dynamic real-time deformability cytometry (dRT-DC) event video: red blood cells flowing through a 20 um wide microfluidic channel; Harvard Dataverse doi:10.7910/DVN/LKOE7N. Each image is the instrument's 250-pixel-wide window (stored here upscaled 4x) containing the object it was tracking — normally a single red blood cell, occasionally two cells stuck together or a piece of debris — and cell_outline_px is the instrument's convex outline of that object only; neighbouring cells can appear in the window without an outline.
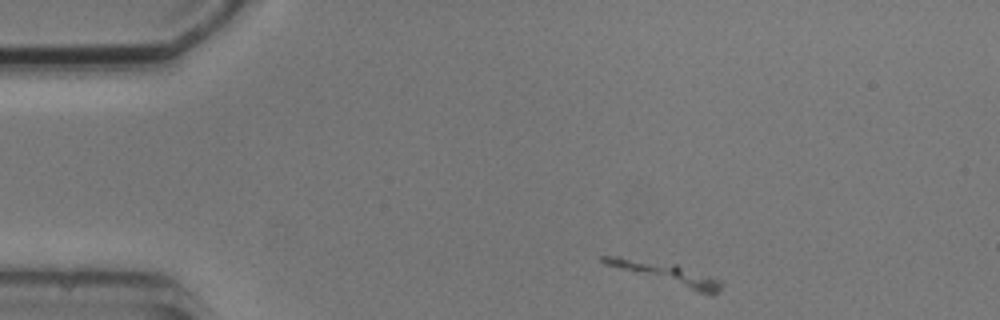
{"species": "common noctule bat (a hibernating species)", "species_latin": "Nyctalus noctula", "temperature_condition": "cold", "stored_images_in_passage": 3, "camera_frame_rate_fps": 3000, "um_per_image_px": 0.085, "animal": {"sex": "male", "body_mass_g": 20.5, "forearm_length_mm": 52.5}, "frame": {"image": 1, "passage_image": 1, "time_ms": 0.0, "image_size_px": [1000, 320], "cell_outline_px": [[720, 288], [712, 296], [708, 296], [604, 264], [600, 260], [600, 256], [620, 256], [676, 264], [720, 280]], "centroid_in_image_um": [56.63, 23.27], "position_along_channel_um": 28.4, "area_um2": 14.74}}